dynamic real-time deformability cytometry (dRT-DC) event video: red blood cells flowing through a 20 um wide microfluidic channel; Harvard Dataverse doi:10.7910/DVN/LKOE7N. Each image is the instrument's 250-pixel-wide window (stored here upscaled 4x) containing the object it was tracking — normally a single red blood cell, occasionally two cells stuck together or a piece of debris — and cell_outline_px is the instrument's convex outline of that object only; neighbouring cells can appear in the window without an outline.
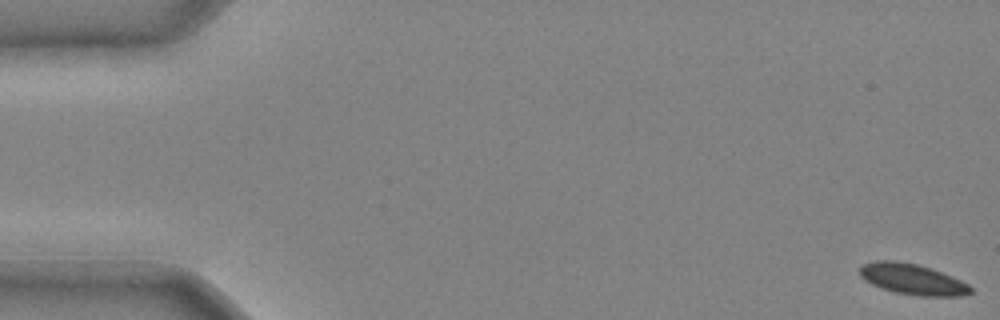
{"species": "common noctule bat (a hibernating species)", "species_latin": "Nyctalus noctula", "temperature_condition": "cold", "stored_images_in_passage": 8, "camera_frame_rate_fps": 3000, "um_per_image_px": 0.085, "animal": {"sex": "male", "body_mass_g": 20.4}, "frame": {"image": 1, "passage_image": 1, "time_ms": 0.0, "image_size_px": [1000, 320], "cell_outline_px": [[972, 292], [960, 296], [920, 296], [896, 292], [872, 284], [864, 280], [860, 276], [860, 268], [864, 264], [876, 260], [896, 260], [916, 264], [952, 276], [968, 284], [972, 288]], "centroid_in_image_um": [77.55, 23.73], "position_along_channel_um": 7.4, "area_um2": 19.59}}